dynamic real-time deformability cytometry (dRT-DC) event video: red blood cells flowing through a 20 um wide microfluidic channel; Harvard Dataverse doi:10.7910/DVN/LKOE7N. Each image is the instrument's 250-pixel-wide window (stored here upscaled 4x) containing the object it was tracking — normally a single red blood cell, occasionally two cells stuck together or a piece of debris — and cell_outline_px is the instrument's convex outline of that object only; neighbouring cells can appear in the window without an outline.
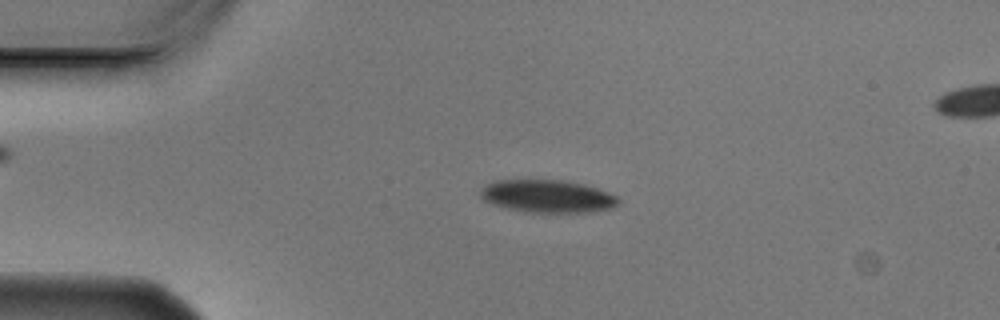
{"species": "Egyptian fruit bat (a non-hibernating species)", "species_latin": "Rousettus aegyptiacus", "temperature_condition": "cold", "stored_images_in_passage": 4, "segment_of_instrument_passage": [1, 2], "camera_frame_rate_fps": 3000, "um_per_image_px": 0.085, "animal": {"sex": "male"}, "frame": {"image": 1, "passage_image": 2, "time_ms": 0.333, "image_size_px": [1000, 320], "cell_outline_px": [[620, 204], [612, 208], [596, 212], [524, 212], [492, 204], [484, 200], [480, 196], [480, 188], [496, 180], [564, 180], [584, 184], [620, 196]], "centroid_in_image_um": [46.59, 16.68], "position_along_channel_um": 38.4, "area_um2": 26.53}}